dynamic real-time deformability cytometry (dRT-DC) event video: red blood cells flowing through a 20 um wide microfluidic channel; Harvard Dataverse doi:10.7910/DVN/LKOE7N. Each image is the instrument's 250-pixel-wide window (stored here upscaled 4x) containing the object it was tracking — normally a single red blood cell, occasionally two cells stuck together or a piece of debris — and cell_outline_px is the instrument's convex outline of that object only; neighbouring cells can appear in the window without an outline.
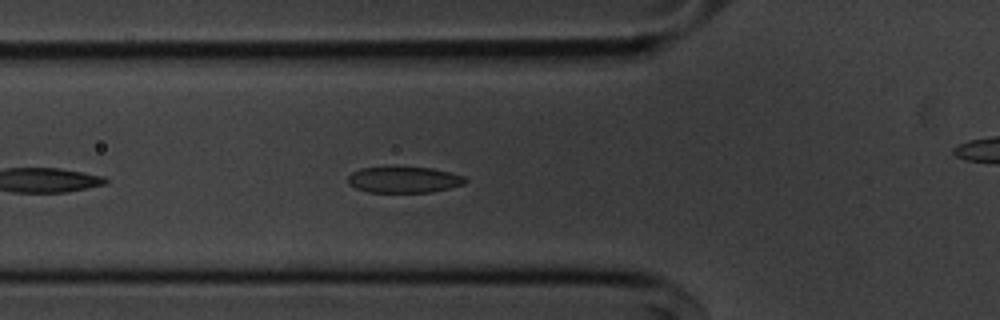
{"species": "common noctule bat (a hibernating species)", "species_latin": "Nyctalus noctula", "temperature_condition": "cold", "stored_images_in_passage": 13, "camera_frame_rate_fps": 3000, "um_per_image_px": 0.085, "animal": {"sex": "male", "body_mass_g": 20.1, "forearm_length_mm": 53.5}, "frame": {"image": 1, "passage_image": 6, "time_ms": 1.667, "image_size_px": [1000, 320], "cell_outline_px": [[468, 180], [464, 184], [432, 192], [368, 192], [356, 188], [348, 184], [348, 176], [352, 172], [360, 168], [432, 168], [464, 176]], "centroid_in_image_um": [34.33, 15.29], "position_along_channel_um": 91.5, "area_um2": 17.57}}